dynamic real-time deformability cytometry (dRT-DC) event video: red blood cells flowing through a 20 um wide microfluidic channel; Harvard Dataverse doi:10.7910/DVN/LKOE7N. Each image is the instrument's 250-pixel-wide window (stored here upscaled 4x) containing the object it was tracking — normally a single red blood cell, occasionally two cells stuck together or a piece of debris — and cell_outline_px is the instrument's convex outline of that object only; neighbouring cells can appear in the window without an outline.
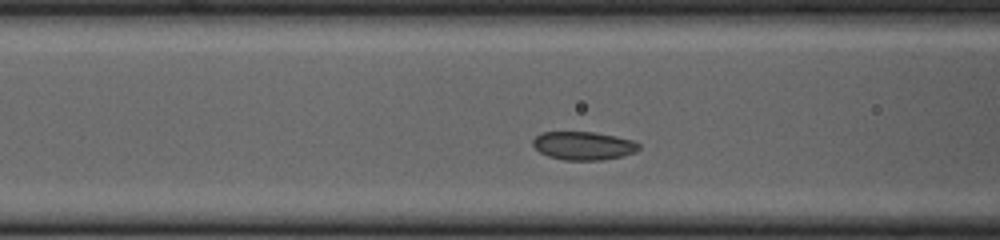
{"species": "common noctule bat (a hibernating species)", "species_latin": "Nyctalus noctula", "temperature_condition": "cold", "stored_images_in_passage": 12, "camera_frame_rate_fps": 3000, "um_per_image_px": 0.085, "animal": {"sex": "female", "body_mass_g": 23.0, "forearm_length_mm": 53.4}, "frame": {"image": 1, "passage_image": 10, "time_ms": 3.0, "image_size_px": [1000, 240], "cell_outline_px": [[640, 148], [636, 152], [620, 156], [600, 160], [564, 160], [548, 156], [540, 152], [532, 144], [532, 140], [540, 132], [596, 132], [616, 136], [632, 140], [640, 144]], "centroid_in_image_um": [49.59, 12.38], "position_along_channel_um": 117.0, "area_um2": 17.51}}